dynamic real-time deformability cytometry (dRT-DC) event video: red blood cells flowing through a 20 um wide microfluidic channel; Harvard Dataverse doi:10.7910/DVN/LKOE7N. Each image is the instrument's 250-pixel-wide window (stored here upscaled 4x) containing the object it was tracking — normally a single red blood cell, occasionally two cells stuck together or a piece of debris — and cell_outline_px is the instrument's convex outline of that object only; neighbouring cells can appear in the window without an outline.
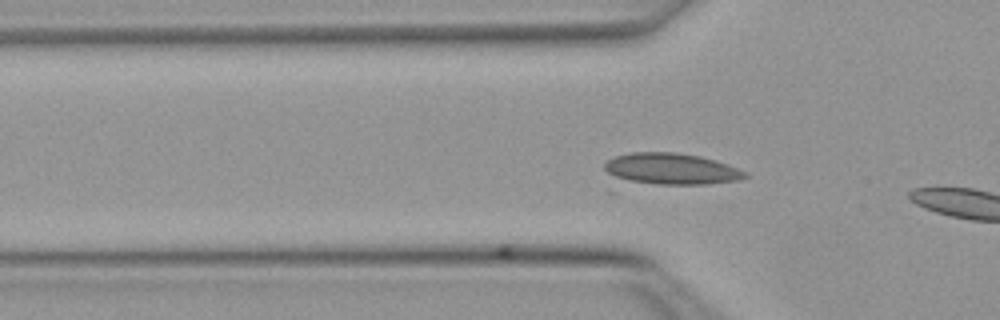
{"species": "Egyptian fruit bat (a non-hibernating species)", "species_latin": "Rousettus aegyptiacus", "temperature_condition": "warm", "stored_images_in_passage": 9, "camera_frame_rate_fps": 3000, "um_per_image_px": 0.085, "animal": {"sex": "female"}, "frame": {"image": 1, "passage_image": 9, "time_ms": 2.667, "image_size_px": [1000, 320], "cell_outline_px": [[748, 176], [736, 180], [708, 184], [616, 192], [608, 192], [604, 168], [604, 164], [608, 160], [616, 156], [632, 152], [676, 152], [700, 156], [748, 172]], "centroid_in_image_um": [56.53, 14.56], "position_along_channel_um": 69.3, "area_um2": 30.0}}